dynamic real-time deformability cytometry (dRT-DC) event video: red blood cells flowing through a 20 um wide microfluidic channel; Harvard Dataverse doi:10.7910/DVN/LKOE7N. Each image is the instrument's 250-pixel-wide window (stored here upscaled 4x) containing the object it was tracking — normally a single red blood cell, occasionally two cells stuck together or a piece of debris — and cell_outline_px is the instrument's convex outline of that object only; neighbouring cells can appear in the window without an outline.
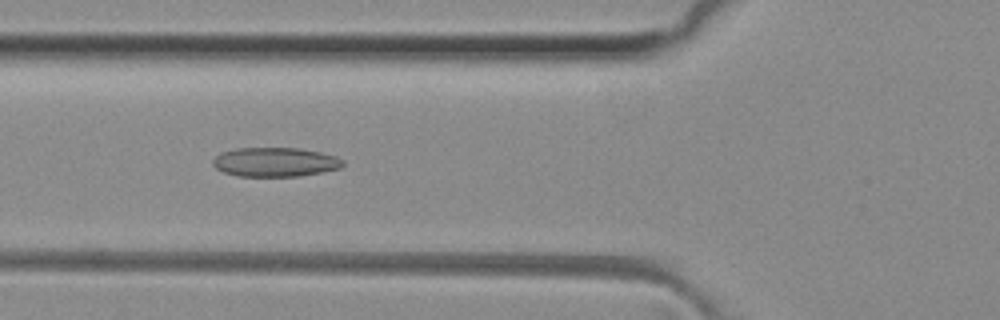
{"species": "common noctule bat (a hibernating species)", "species_latin": "Nyctalus noctula", "temperature_condition": "room temperature", "stored_images_in_passage": 38, "camera_frame_rate_fps": 3000, "um_per_image_px": 0.085, "animal": {"sex": "female", "body_mass_g": 29.2, "forearm_length_mm": 56.3}, "frame": {"image": 1, "passage_image": 8, "time_ms": 2.333, "image_size_px": [1000, 320], "cell_outline_px": [[344, 164], [340, 168], [300, 176], [236, 176], [224, 172], [216, 168], [212, 164], [212, 160], [220, 152], [236, 148], [300, 148], [320, 152], [336, 156], [344, 160]], "centroid_in_image_um": [23.37, 13.77], "position_along_channel_um": 102.4, "area_um2": 22.2}}
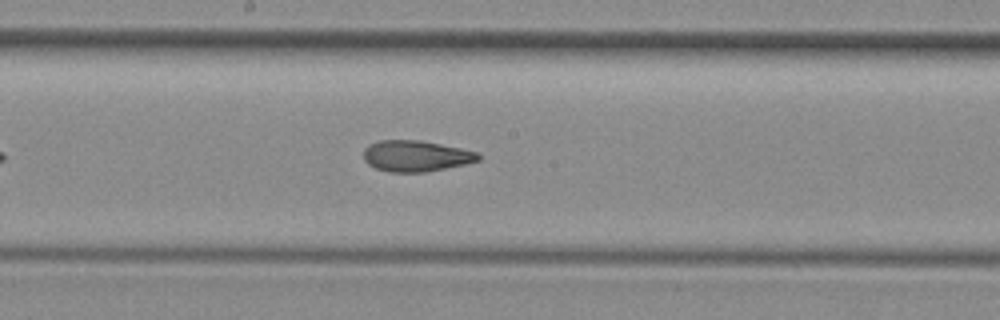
{"frame": {"image": 2, "passage_image": 16, "time_ms": 5.0, "image_size_px": [1000, 320], "cell_outline_px": [[480, 160], [464, 164], [424, 172], [388, 172], [376, 168], [368, 164], [364, 160], [364, 148], [368, 144], [380, 140], [420, 140], [480, 152]], "centroid_in_image_um": [35.33, 13.25], "position_along_channel_um": 212.9, "area_um2": 20.75}}
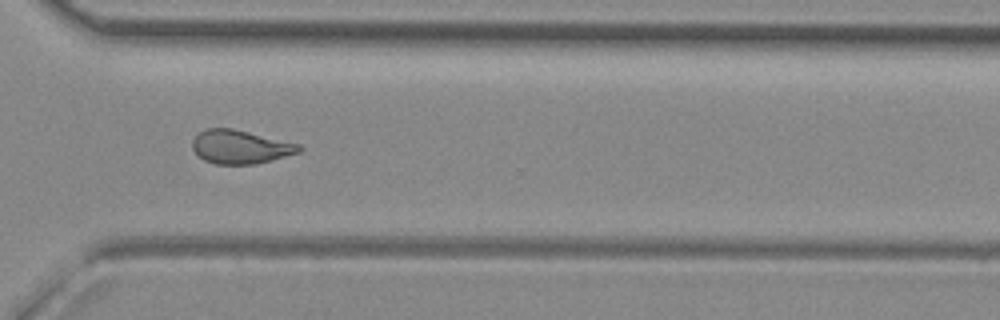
{"frame": {"image": 3, "passage_image": 26, "time_ms": 8.333, "image_size_px": [1000, 320], "cell_outline_px": [[304, 148], [300, 152], [256, 164], [216, 164], [204, 160], [192, 148], [192, 140], [204, 128], [232, 128], [300, 144]], "centroid_in_image_um": [20.43, 12.48], "position_along_channel_um": 350.2, "area_um2": 20.81}, "authors_computed_cell_mechanics": {"area_um2": 21.0392, "velocity_mm_per_s": 4.1268, "shape_relaxation_time_tau1_ms": null, "shape_relaxation_time_tau2_ms": 2.2542, "deformation_change_tau1": null, "deformation_change_tau2": 0.0905}}